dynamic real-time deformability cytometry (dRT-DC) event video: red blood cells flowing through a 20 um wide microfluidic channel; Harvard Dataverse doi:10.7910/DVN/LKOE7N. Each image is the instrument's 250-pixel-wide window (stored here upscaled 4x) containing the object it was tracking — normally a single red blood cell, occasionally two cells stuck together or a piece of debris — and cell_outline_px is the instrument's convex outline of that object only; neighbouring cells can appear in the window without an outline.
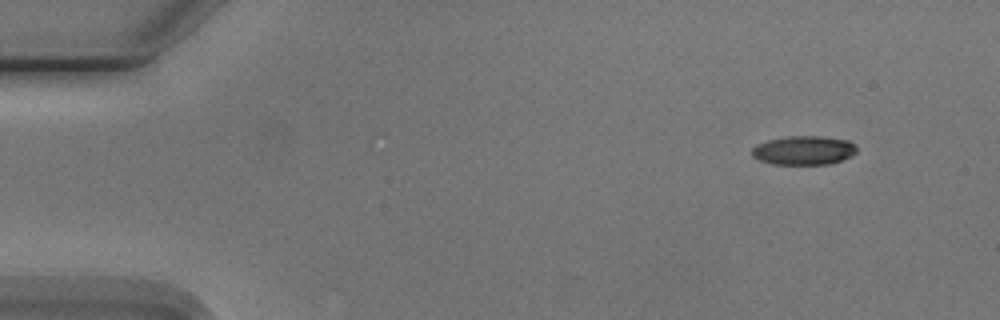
{"species": "Egyptian fruit bat (a non-hibernating species)", "species_latin": "Rousettus aegyptiacus", "temperature_condition": "cold", "stored_images_in_passage": 4, "camera_frame_rate_fps": 3000, "um_per_image_px": 0.085, "animal": {"sex": "male"}, "frame": {"image": 1, "passage_image": 1, "time_ms": 0.0, "image_size_px": [1000, 320], "cell_outline_px": [[856, 152], [852, 156], [828, 164], [772, 164], [760, 160], [752, 156], [752, 148], [756, 144], [768, 140], [788, 136], [820, 136], [848, 140], [856, 148]], "centroid_in_image_um": [68.29, 12.77], "position_along_channel_um": 16.7, "area_um2": 17.57}}
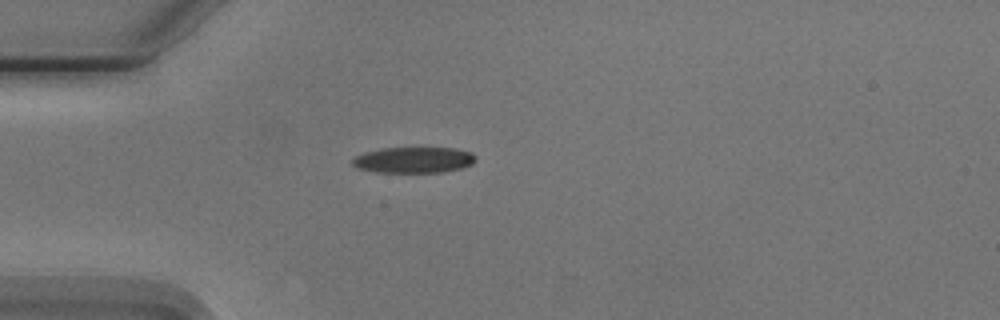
{"frame": {"image": 2, "passage_image": 3, "time_ms": 3.333, "image_size_px": [1000, 320], "cell_outline_px": [[476, 160], [472, 164], [460, 168], [440, 172], [376, 172], [356, 168], [352, 164], [352, 160], [356, 156], [364, 152], [384, 148], [456, 148], [472, 152], [476, 156]], "centroid_in_image_um": [35.17, 13.59], "position_along_channel_um": 49.8, "area_um2": 18.61}}